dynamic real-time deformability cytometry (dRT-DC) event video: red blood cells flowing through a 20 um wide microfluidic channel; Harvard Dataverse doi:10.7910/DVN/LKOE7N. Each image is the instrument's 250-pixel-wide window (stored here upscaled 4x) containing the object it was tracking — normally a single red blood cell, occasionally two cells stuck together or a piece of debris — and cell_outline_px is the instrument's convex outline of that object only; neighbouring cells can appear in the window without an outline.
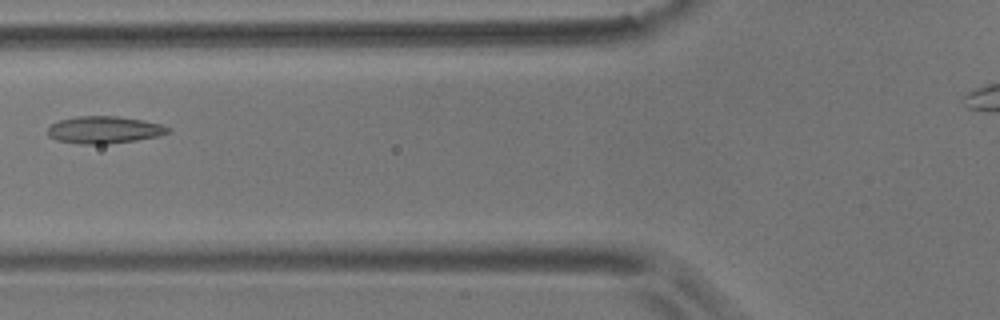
{"species": "common noctule bat (a hibernating species)", "species_latin": "Nyctalus noctula", "temperature_condition": "room temperature", "stored_images_in_passage": 3, "camera_frame_rate_fps": 3000, "um_per_image_px": 0.085, "animal": {"sex": "male", "body_mass_g": 17.9}, "frame": {"image": 1, "passage_image": 3, "time_ms": 2.333, "image_size_px": [1000, 320], "cell_outline_px": [[172, 132], [160, 136], [136, 140], [108, 144], [80, 144], [56, 140], [48, 136], [48, 128], [52, 124], [60, 120], [76, 116], [116, 116], [144, 120], [160, 124], [168, 128]], "centroid_in_image_um": [8.86, 11.04], "position_along_channel_um": 116.9, "area_um2": 19.13}}